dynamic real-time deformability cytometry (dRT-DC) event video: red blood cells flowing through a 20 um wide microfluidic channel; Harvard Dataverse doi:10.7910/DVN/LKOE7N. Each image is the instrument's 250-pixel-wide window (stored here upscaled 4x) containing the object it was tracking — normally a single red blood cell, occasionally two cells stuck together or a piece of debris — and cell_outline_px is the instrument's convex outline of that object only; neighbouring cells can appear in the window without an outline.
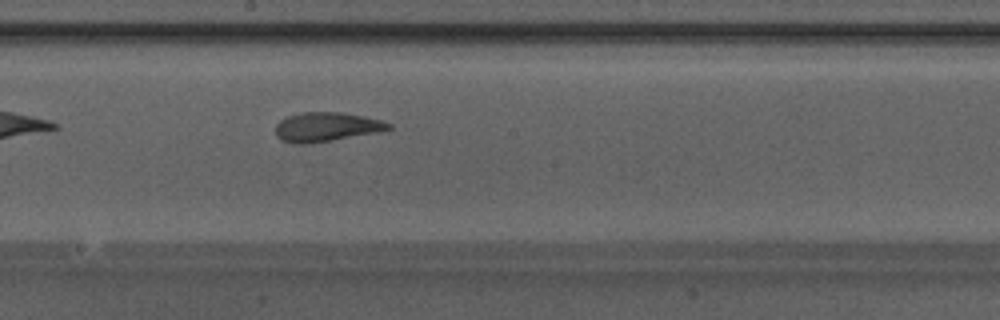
{"species": "Egyptian fruit bat (a non-hibernating species)", "species_latin": "Rousettus aegyptiacus", "temperature_condition": "warm", "stored_images_in_passage": 27, "camera_frame_rate_fps": 3000, "um_per_image_px": 0.085, "animal": {"sex": "male"}, "frame": {"image": 1, "passage_image": 12, "time_ms": 3.667, "image_size_px": [1000, 320], "cell_outline_px": [[392, 128], [376, 132], [304, 144], [296, 144], [280, 140], [276, 136], [276, 124], [280, 120], [288, 116], [300, 112], [340, 112], [364, 116], [380, 120], [392, 124]], "centroid_in_image_um": [27.69, 10.77], "position_along_channel_um": 220.5, "area_um2": 18.96}, "authors_computed_cell_mechanics": {"area_um2": 18.9006, "velocity_mm_per_s": 4.2387, "shape_relaxation_time_tau1_ms": 9.6834, "shape_relaxation_time_tau2_ms": 1.9889, "deformation_change_tau1": 0.2331, "deformation_change_tau2": 0.1147}}